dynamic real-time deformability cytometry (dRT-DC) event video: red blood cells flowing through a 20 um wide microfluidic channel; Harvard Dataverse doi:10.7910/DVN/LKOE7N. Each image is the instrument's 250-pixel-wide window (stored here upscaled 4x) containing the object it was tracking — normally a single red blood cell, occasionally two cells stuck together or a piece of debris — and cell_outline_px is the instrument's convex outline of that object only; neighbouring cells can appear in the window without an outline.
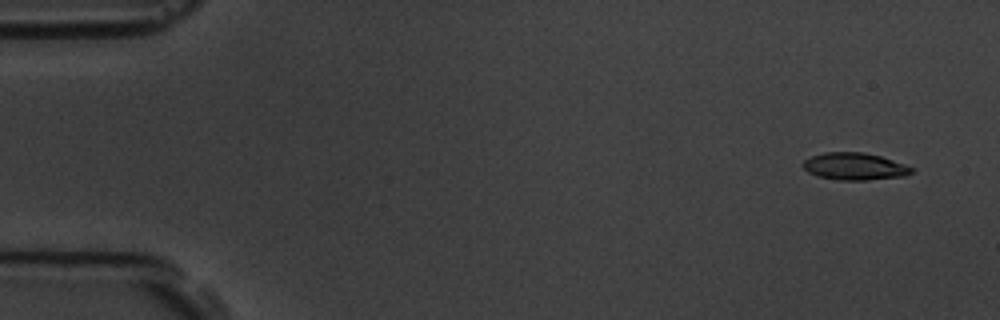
{"species": "common noctule bat (a hibernating species)", "species_latin": "Nyctalus noctula", "temperature_condition": "room temperature", "stored_images_in_passage": 4, "camera_frame_rate_fps": 3000, "um_per_image_px": 0.085, "animal": {"sex": "male", "body_mass_g": 19.5, "forearm_length_mm": 54.6}, "frame": {"image": 1, "passage_image": 1, "time_ms": 0.0, "image_size_px": [1000, 320], "cell_outline_px": [[916, 168], [912, 172], [904, 176], [868, 180], [840, 180], [816, 176], [808, 172], [804, 168], [804, 160], [812, 156], [824, 152], [864, 152], [880, 156]], "centroid_in_image_um": [72.65, 14.14], "position_along_channel_um": 12.3, "area_um2": 17.17}}